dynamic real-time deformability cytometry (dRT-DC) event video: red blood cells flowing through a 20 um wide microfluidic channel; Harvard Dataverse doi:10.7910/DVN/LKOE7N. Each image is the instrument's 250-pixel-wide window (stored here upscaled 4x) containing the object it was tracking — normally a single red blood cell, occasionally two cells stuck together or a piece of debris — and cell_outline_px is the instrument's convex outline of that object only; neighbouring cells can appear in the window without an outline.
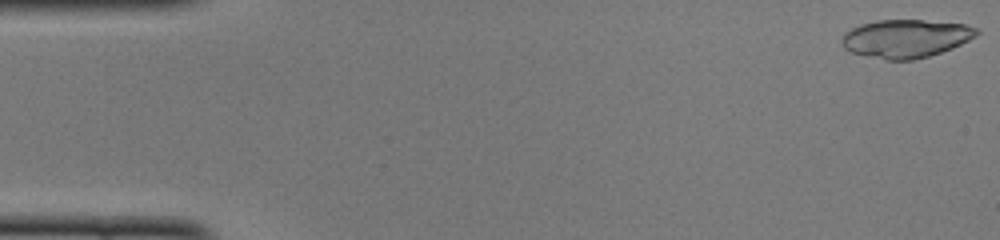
{"species": "common noctule bat (a hibernating species)", "species_latin": "Nyctalus noctula", "temperature_condition": "cold", "stored_images_in_passage": 49, "camera_frame_rate_fps": 3000, "um_per_image_px": 0.085, "animal": {"sex": "female", "body_mass_g": 22.0, "forearm_length_mm": 56.7}, "frame": {"image": 1, "passage_image": 1, "time_ms": 0.0, "image_size_px": [1000, 240], "cell_outline_px": [[980, 32], [976, 36], [952, 48], [928, 56], [912, 60], [884, 60], [848, 52], [844, 48], [840, 40], [844, 32], [860, 24], [876, 20], [920, 20], [964, 24], [980, 28]], "centroid_in_image_um": [76.95, 3.27], "position_along_channel_um": 8.0, "area_um2": 30.23}}
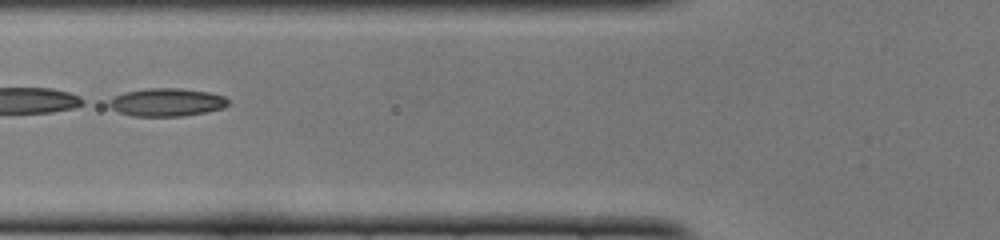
{"frame": {"image": 2, "passage_image": 19, "time_ms": 6.0, "image_size_px": [1000, 240], "cell_outline_px": [[228, 104], [224, 108], [208, 112], [184, 116], [132, 116], [120, 112], [112, 108], [108, 104], [108, 100], [112, 96], [124, 92], [148, 88], [180, 88], [208, 92], [224, 96], [228, 100]], "centroid_in_image_um": [14.16, 8.69], "position_along_channel_um": 111.6, "area_um2": 19.59}}
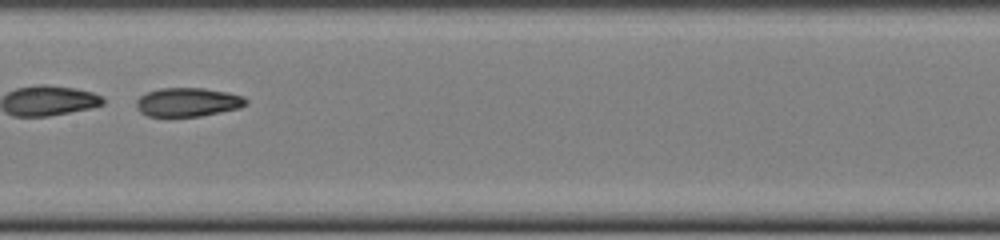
{"frame": {"image": 3, "passage_image": 25, "time_ms": 8.0, "image_size_px": [1000, 240], "cell_outline_px": [[248, 104], [240, 108], [200, 116], [148, 116], [140, 112], [136, 108], [136, 100], [140, 96], [148, 92], [160, 88], [204, 88], [228, 92], [244, 96], [248, 100]], "centroid_in_image_um": [15.99, 8.68], "position_along_channel_um": 191.4, "area_um2": 18.5}, "authors_computed_cell_mechanics": {"area_um2": 29.9404, "velocity_mm_per_s": 4.0047, "shape_relaxation_time_tau1_ms": null, "shape_relaxation_time_tau2_ms": 2.8778, "deformation_change_tau1": null, "deformation_change_tau2": 0.0928}}